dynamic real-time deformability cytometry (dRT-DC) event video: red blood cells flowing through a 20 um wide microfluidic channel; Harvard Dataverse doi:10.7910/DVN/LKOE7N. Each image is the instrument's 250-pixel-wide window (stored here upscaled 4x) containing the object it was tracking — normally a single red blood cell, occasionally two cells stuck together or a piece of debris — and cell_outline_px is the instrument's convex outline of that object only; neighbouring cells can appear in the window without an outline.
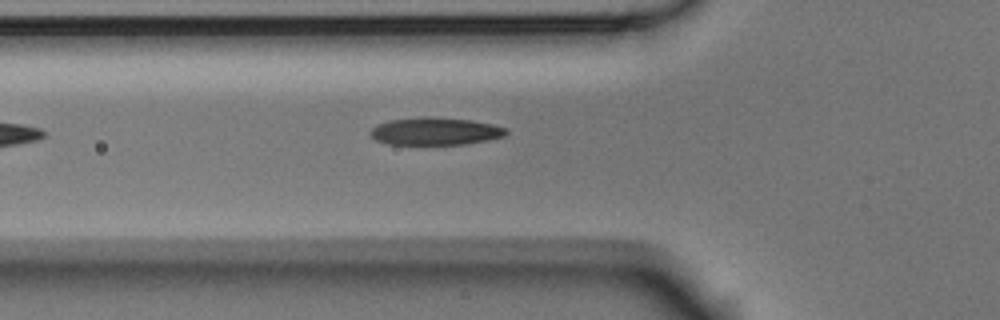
{"species": "Egyptian fruit bat (a non-hibernating species)", "species_latin": "Rousettus aegyptiacus", "temperature_condition": "room temperature", "stored_images_in_passage": 2, "camera_frame_rate_fps": 3000, "um_per_image_px": 0.085, "animal": {"sex": "male"}, "frame": {"image": 1, "passage_image": 2, "time_ms": 0.333, "image_size_px": [1000, 320], "cell_outline_px": [[508, 132], [504, 136], [488, 140], [464, 144], [388, 144], [376, 140], [368, 132], [376, 124], [388, 120], [424, 116], [428, 116], [472, 120], [492, 124], [508, 128]], "centroid_in_image_um": [36.99, 11.14], "position_along_channel_um": 88.8, "area_um2": 21.96}}